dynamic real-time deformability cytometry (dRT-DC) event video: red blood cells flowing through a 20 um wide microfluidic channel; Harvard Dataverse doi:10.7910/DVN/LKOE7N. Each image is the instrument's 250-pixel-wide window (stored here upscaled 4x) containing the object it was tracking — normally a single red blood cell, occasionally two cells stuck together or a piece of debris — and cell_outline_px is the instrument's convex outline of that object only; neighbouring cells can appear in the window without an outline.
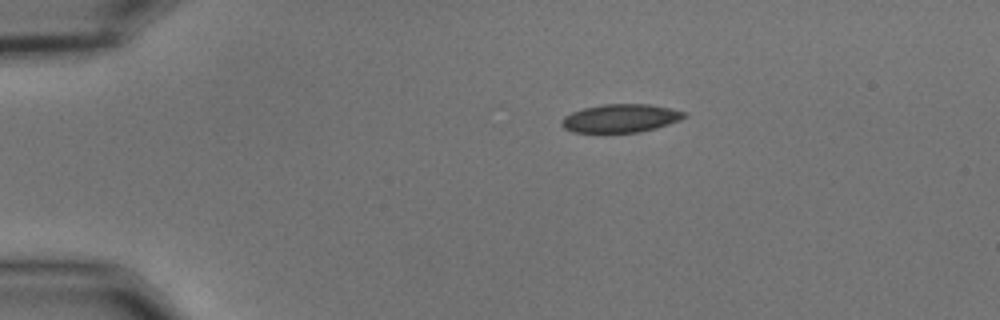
{"species": "common noctule bat (a hibernating species)", "species_latin": "Nyctalus noctula", "temperature_condition": "cold", "stored_images_in_passage": 45, "camera_frame_rate_fps": 3000, "um_per_image_px": 0.085, "animal": {"sex": "male", "body_mass_g": 15.6}, "frame": {"image": 1, "passage_image": 1, "time_ms": 0.0, "image_size_px": [1000, 320], "cell_outline_px": [[688, 116], [680, 120], [656, 128], [640, 132], [572, 132], [564, 128], [560, 124], [560, 120], [564, 116], [572, 112], [584, 108], [604, 104], [652, 104], [688, 112]], "centroid_in_image_um": [52.77, 10.05], "position_along_channel_um": 32.2, "area_um2": 20.35}}
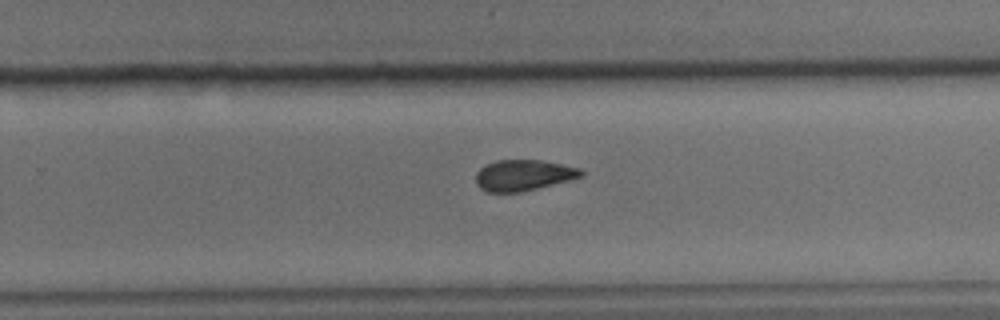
{"frame": {"image": 2, "passage_image": 26, "time_ms": 8.333, "image_size_px": [1000, 320], "cell_outline_px": [[584, 176], [572, 180], [520, 192], [488, 192], [480, 188], [476, 184], [476, 172], [484, 164], [496, 160], [540, 160], [580, 168], [584, 172]], "centroid_in_image_um": [44.49, 14.89], "position_along_channel_um": 285.3, "area_um2": 19.13}}
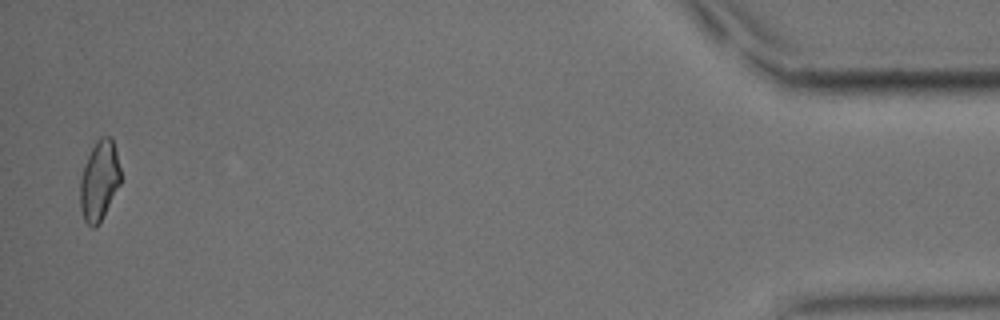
{"frame": {"image": 3, "passage_image": 44, "time_ms": 14.333, "image_size_px": [1000, 320], "cell_outline_px": [[120, 184], [96, 228], [92, 228], [84, 220], [80, 208], [80, 180], [88, 156], [96, 140], [100, 136], [112, 136], [120, 168]], "centroid_in_image_um": [8.43, 15.34], "position_along_channel_um": 426.8, "area_um2": 18.61}, "authors_computed_cell_mechanics": {"area_um2": 19.7676, "velocity_mm_per_s": 3.678, "shape_relaxation_time_tau1_ms": 4.7619, "shape_relaxation_time_tau2_ms": 3.4083, "deformation_change_tau1": 0.1015, "deformation_change_tau2": 0.0759}}